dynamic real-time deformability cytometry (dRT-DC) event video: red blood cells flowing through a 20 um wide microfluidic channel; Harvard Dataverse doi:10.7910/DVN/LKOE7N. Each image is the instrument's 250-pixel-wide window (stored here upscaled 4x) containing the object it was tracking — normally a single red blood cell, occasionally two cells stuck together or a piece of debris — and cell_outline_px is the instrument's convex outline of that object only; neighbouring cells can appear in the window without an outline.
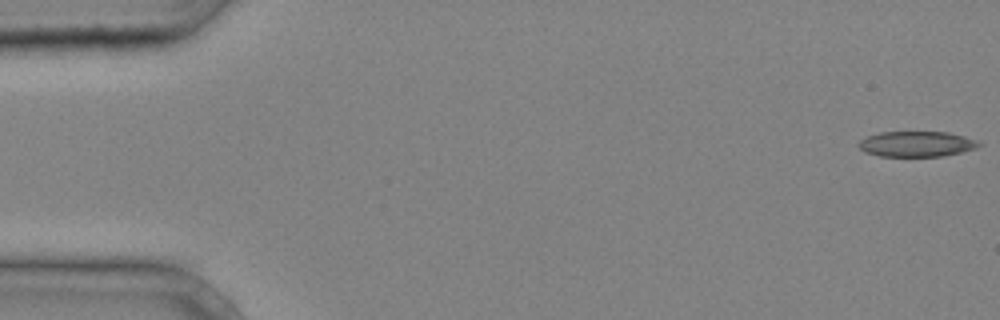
{"species": "common noctule bat (a hibernating species)", "species_latin": "Nyctalus noctula", "temperature_condition": "cold", "stored_images_in_passage": 40, "camera_frame_rate_fps": 3000, "um_per_image_px": 0.085, "animal": {"sex": "male", "body_mass_g": 20.4}, "frame": {"image": 1, "passage_image": 1, "time_ms": 0.0, "image_size_px": [1000, 320], "cell_outline_px": [[984, 144], [976, 148], [944, 156], [880, 156], [864, 152], [856, 144], [860, 140], [868, 136], [880, 132], [948, 132], [980, 140]], "centroid_in_image_um": [77.94, 12.23], "position_along_channel_um": 7.1, "area_um2": 17.98}}
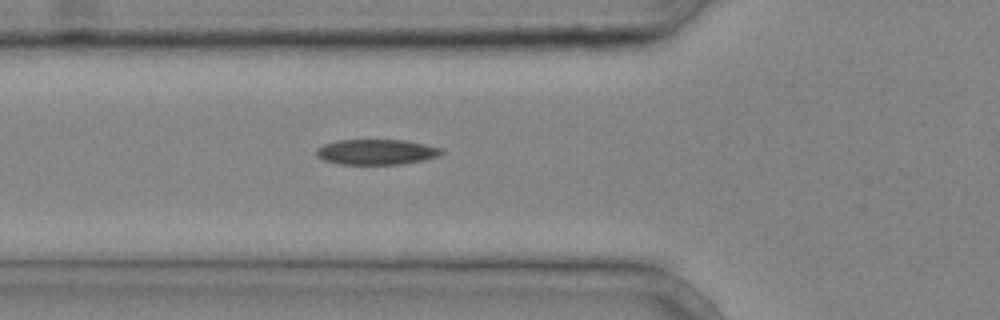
{"frame": {"image": 2, "passage_image": 15, "time_ms": 4.667, "image_size_px": [1000, 320], "cell_outline_px": [[444, 152], [440, 156], [424, 160], [400, 164], [340, 164], [324, 160], [316, 156], [316, 148], [324, 144], [336, 140], [404, 140], [424, 144], [440, 148]], "centroid_in_image_um": [31.98, 12.91], "position_along_channel_um": 93.8, "area_um2": 18.5}}
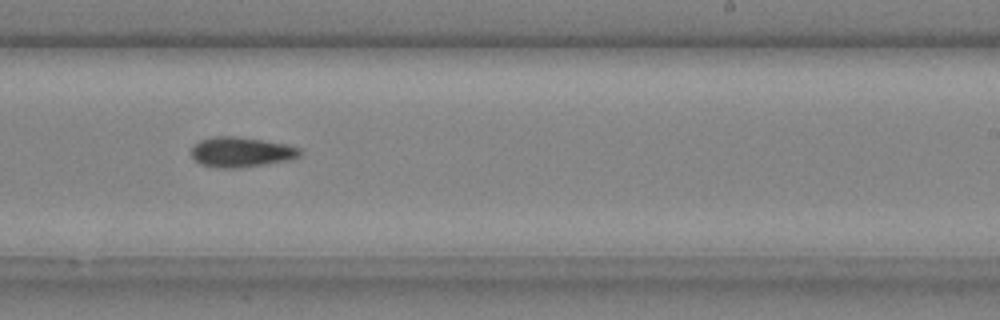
{"frame": {"image": 3, "passage_image": 26, "time_ms": 8.333, "image_size_px": [1000, 320], "cell_outline_px": [[304, 152], [300, 156], [292, 160], [240, 168], [216, 168], [200, 164], [192, 156], [192, 144], [200, 140], [212, 136], [236, 136], [288, 144], [304, 148]], "centroid_in_image_um": [20.56, 12.92], "position_along_channel_um": 268.4, "area_um2": 19.54}}